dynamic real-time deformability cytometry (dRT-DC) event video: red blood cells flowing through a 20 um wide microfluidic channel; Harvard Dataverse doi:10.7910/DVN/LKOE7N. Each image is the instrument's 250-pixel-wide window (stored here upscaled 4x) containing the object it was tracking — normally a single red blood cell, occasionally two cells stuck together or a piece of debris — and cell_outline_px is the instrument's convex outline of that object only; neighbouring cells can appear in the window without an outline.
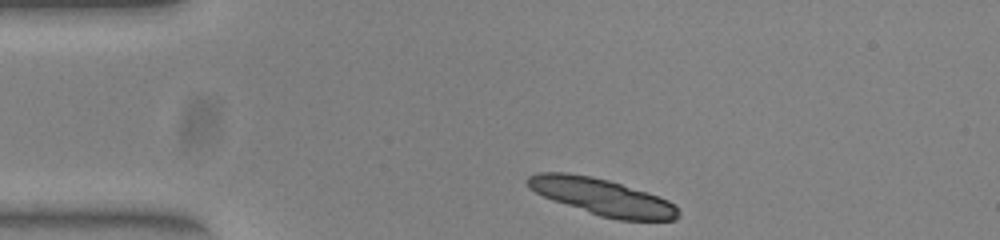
{"species": "common noctule bat (a hibernating species)", "species_latin": "Nyctalus noctula", "temperature_condition": "warm", "stored_images_in_passage": 33, "camera_frame_rate_fps": 3000, "um_per_image_px": 0.085, "animal": {"sex": "female", "body_mass_g": 23.0, "forearm_length_mm": 53.4}, "frame": {"image": 1, "passage_image": 1, "time_ms": 0.0, "image_size_px": [1000, 240], "cell_outline_px": [[680, 216], [676, 220], [620, 220], [600, 216], [552, 200], [528, 188], [528, 176], [536, 172], [568, 172], [592, 176], [608, 180], [668, 200], [680, 212]], "centroid_in_image_um": [51.15, 16.73], "position_along_channel_um": 33.9, "area_um2": 31.79}}
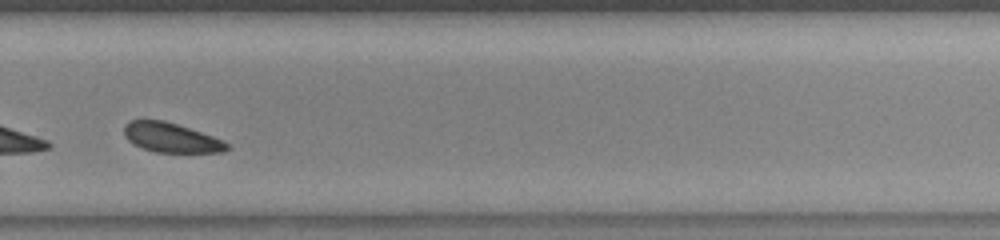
{"frame": {"image": 2, "passage_image": 27, "time_ms": 8.667, "image_size_px": [1000, 240], "cell_outline_px": [[228, 148], [224, 152], [156, 152], [132, 144], [124, 136], [124, 124], [132, 120], [164, 120], [224, 140], [228, 144]], "centroid_in_image_um": [14.51, 11.7], "position_along_channel_um": 315.3, "area_um2": 17.51}}
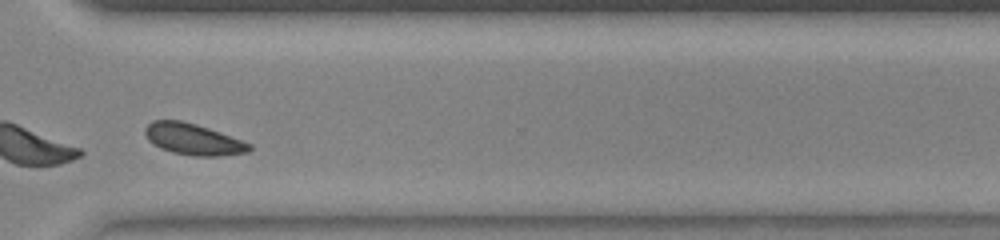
{"frame": {"image": 3, "passage_image": 30, "time_ms": 9.667, "image_size_px": [1000, 240], "cell_outline_px": [[252, 148], [248, 152], [220, 156], [192, 156], [172, 152], [160, 148], [152, 144], [148, 140], [144, 132], [144, 128], [152, 120], [180, 120], [196, 124], [220, 132], [252, 144]], "centroid_in_image_um": [16.4, 11.84], "position_along_channel_um": 354.2, "area_um2": 19.13}, "authors_computed_cell_mechanics": {"area_um2": 18.6116, "velocity_mm_per_s": 3.8418, "shape_relaxation_time_tau1_ms": 2.5057, "shape_relaxation_time_tau2_ms": null, "deformation_change_tau1": 0.063, "deformation_change_tau2": null}}